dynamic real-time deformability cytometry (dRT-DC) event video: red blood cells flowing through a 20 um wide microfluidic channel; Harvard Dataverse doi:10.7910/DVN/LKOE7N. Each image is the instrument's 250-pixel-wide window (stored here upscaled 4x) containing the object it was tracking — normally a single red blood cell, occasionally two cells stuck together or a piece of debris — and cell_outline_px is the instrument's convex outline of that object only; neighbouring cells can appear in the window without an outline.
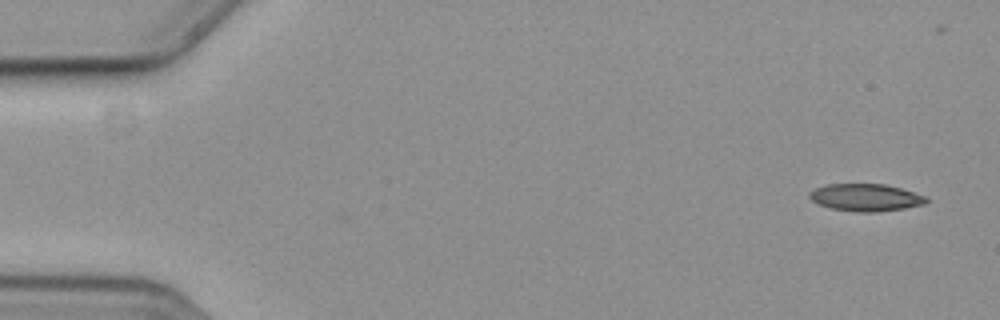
{"species": "common noctule bat (a hibernating species)", "species_latin": "Nyctalus noctula", "temperature_condition": "cold", "stored_images_in_passage": 16, "camera_frame_rate_fps": 3000, "um_per_image_px": 0.085, "animal": {"sex": "female", "body_mass_g": 19.3, "forearm_length_mm": 54.1}, "frame": {"image": 1, "passage_image": 1, "time_ms": 0.0, "image_size_px": [1000, 320], "cell_outline_px": [[928, 200], [924, 204], [904, 208], [876, 212], [856, 212], [832, 208], [820, 204], [812, 200], [808, 196], [808, 192], [816, 188], [828, 184], [884, 184], [900, 188], [924, 196]], "centroid_in_image_um": [73.56, 16.78], "position_along_channel_um": 11.4, "area_um2": 18.32}}
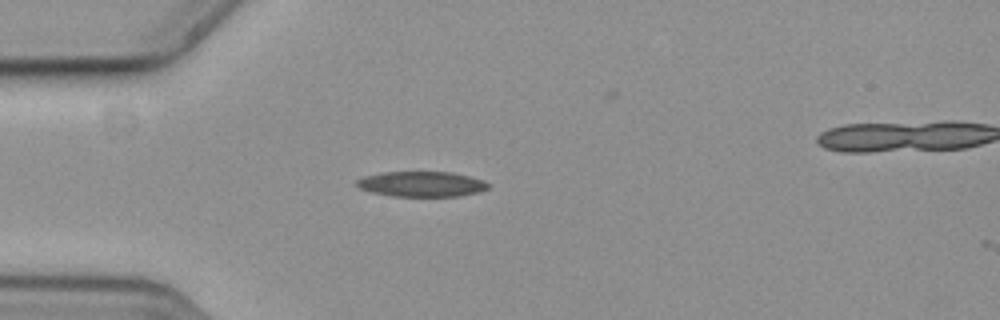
{"frame": {"image": 2, "passage_image": 14, "time_ms": 4.333, "image_size_px": [1000, 320], "cell_outline_px": [[488, 188], [480, 192], [460, 196], [392, 196], [372, 192], [360, 188], [356, 184], [356, 180], [364, 176], [380, 172], [452, 172], [484, 180], [488, 184]], "centroid_in_image_um": [35.83, 15.64], "position_along_channel_um": 49.2, "area_um2": 19.36}}